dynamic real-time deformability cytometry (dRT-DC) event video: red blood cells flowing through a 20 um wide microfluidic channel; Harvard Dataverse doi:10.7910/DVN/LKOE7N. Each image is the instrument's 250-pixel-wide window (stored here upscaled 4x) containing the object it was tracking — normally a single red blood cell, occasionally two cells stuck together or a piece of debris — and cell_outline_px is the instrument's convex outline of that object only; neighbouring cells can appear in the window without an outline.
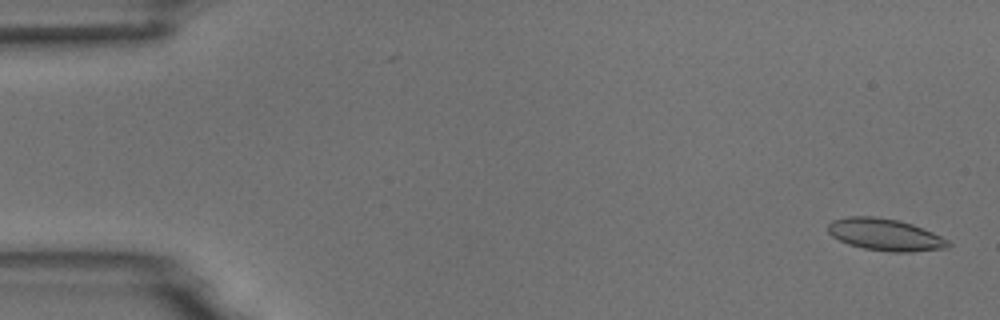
{"species": "common noctule bat (a hibernating species)", "species_latin": "Nyctalus noctula", "temperature_condition": "room temperature", "stored_images_in_passage": 54, "camera_frame_rate_fps": 3000, "um_per_image_px": 0.085, "animal": {"sex": "male", "body_mass_g": 18.8}, "frame": {"image": 1, "passage_image": 2, "time_ms": 0.333, "image_size_px": [1000, 320], "cell_outline_px": [[952, 244], [948, 248], [912, 252], [888, 252], [864, 248], [848, 244], [832, 236], [828, 232], [828, 224], [832, 220], [848, 216], [876, 216], [900, 220], [912, 224], [932, 232], [948, 240]], "centroid_in_image_um": [75.24, 19.94], "position_along_channel_um": 9.8, "area_um2": 22.54}}
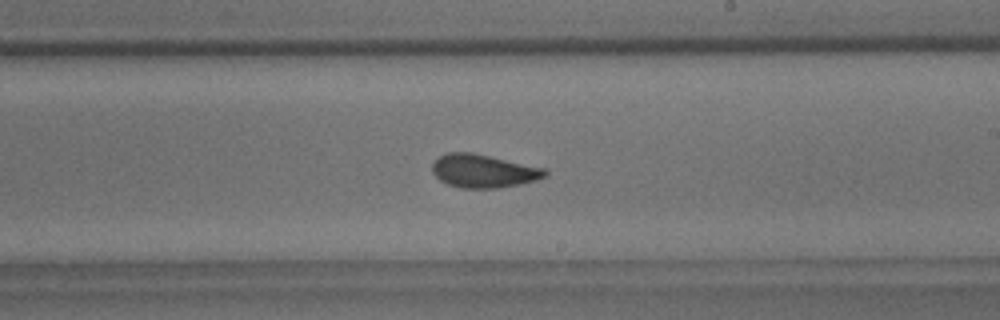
{"frame": {"image": 2, "passage_image": 32, "time_ms": 10.333, "image_size_px": [1000, 320], "cell_outline_px": [[548, 176], [536, 180], [520, 184], [496, 188], [460, 188], [448, 184], [440, 180], [432, 172], [432, 164], [440, 156], [448, 152], [472, 152], [544, 168], [548, 172]], "centroid_in_image_um": [41.09, 14.54], "position_along_channel_um": 247.9, "area_um2": 21.79}}
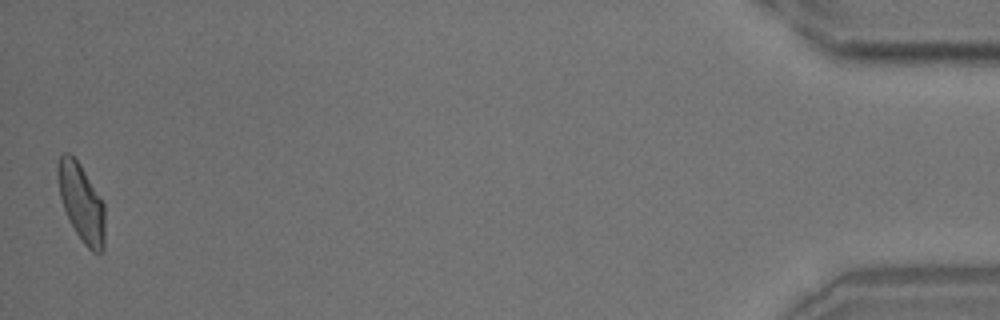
{"frame": {"image": 3, "passage_image": 54, "time_ms": 17.667, "image_size_px": [1000, 320], "cell_outline_px": [[104, 248], [100, 252], [92, 252], [84, 244], [76, 232], [64, 208], [60, 196], [56, 176], [56, 168], [60, 156], [64, 152], [68, 152], [80, 164], [104, 204]], "centroid_in_image_um": [6.9, 17.2], "position_along_channel_um": 428.3, "area_um2": 21.04}, "authors_computed_cell_mechanics": {"area_um2": 21.7039, "velocity_mm_per_s": 3.7124, "shape_relaxation_time_tau1_ms": 4.8998, "shape_relaxation_time_tau2_ms": 1.6933, "deformation_change_tau1": 0.1339, "deformation_change_tau2": 0.0895}}